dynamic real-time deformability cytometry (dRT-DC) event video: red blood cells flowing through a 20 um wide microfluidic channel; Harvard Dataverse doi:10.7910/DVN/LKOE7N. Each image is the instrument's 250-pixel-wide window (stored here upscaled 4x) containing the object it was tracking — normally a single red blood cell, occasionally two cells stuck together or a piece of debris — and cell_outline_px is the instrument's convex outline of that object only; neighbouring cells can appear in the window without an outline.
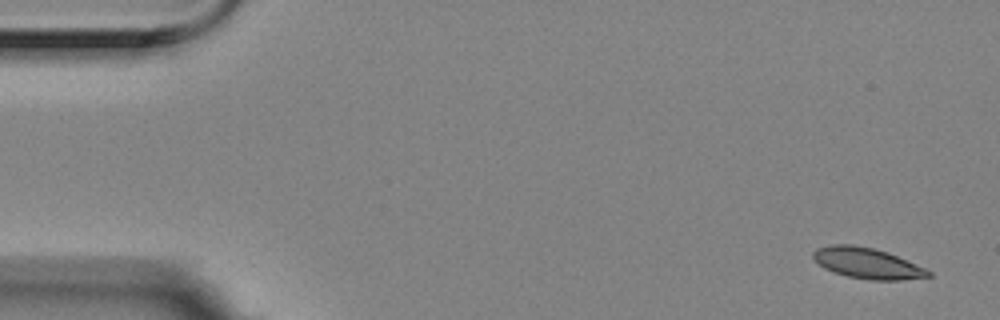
{"species": "Egyptian fruit bat (a non-hibernating species)", "species_latin": "Rousettus aegyptiacus", "temperature_condition": "room temperature", "stored_images_in_passage": 17, "camera_frame_rate_fps": 3000, "um_per_image_px": 0.085, "animal": {"sex": "female"}, "frame": {"image": 1, "passage_image": 1, "time_ms": 0.0, "image_size_px": [1000, 320], "cell_outline_px": [[932, 276], [900, 280], [868, 280], [848, 276], [832, 272], [824, 268], [812, 256], [812, 252], [816, 248], [832, 244], [852, 244], [872, 248], [888, 252], [924, 268], [932, 272]], "centroid_in_image_um": [73.69, 22.37], "position_along_channel_um": 11.3, "area_um2": 20.58}}
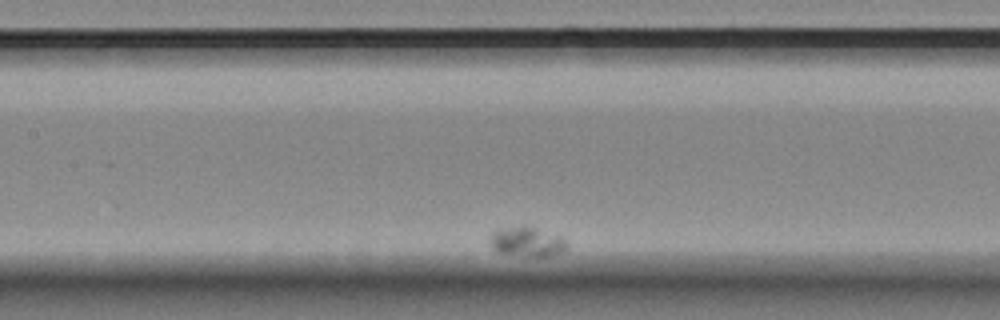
{"frame": {"image": 2, "passage_image": 10, "time_ms": 3.0, "image_size_px": [1000, 320], "cell_outline_px": [[568, 248], [564, 252], [552, 256], [532, 256], [500, 252], [492, 248], [488, 240], [488, 236], [492, 232], [500, 228], [532, 228], [560, 236], [568, 244]], "centroid_in_image_um": [44.8, 20.58], "position_along_channel_um": 162.6, "area_um2": 12.89}}
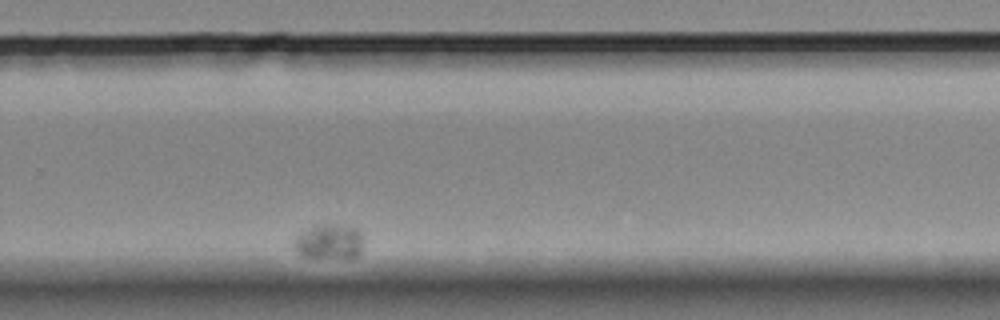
{"frame": {"image": 3, "passage_image": 17, "time_ms": 5.333, "image_size_px": [1000, 320], "cell_outline_px": [[364, 244], [360, 252], [356, 256], [304, 256], [296, 252], [292, 248], [288, 240], [300, 232], [320, 224], [332, 224], [356, 228], [360, 232]], "centroid_in_image_um": [27.88, 20.51], "position_along_channel_um": 301.9, "area_um2": 14.1}}